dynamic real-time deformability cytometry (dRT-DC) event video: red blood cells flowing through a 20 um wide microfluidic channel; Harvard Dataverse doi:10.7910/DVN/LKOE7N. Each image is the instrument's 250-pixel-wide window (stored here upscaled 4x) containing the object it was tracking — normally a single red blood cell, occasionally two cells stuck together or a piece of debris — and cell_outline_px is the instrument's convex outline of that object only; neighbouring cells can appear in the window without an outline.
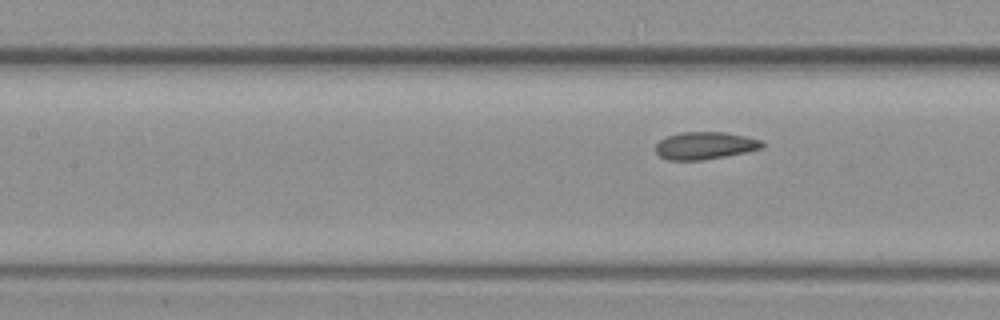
{"species": "common noctule bat (a hibernating species)", "species_latin": "Nyctalus noctula", "temperature_condition": "warm", "stored_images_in_passage": 10, "segment_of_instrument_passage": [2, 2], "camera_frame_rate_fps": 3000, "um_per_image_px": 0.085, "animal": {"sex": "female", "body_mass_g": 19.3, "forearm_length_mm": 54.1}, "frame": {"image": 1, "passage_image": 10, "time_ms": 3.0, "image_size_px": [1000, 320], "cell_outline_px": [[764, 148], [724, 156], [700, 160], [668, 160], [660, 156], [656, 152], [656, 144], [660, 140], [668, 136], [680, 132], [724, 132], [744, 136], [760, 140], [764, 144]], "centroid_in_image_um": [59.9, 12.37], "position_along_channel_um": 147.5, "area_um2": 16.82}}